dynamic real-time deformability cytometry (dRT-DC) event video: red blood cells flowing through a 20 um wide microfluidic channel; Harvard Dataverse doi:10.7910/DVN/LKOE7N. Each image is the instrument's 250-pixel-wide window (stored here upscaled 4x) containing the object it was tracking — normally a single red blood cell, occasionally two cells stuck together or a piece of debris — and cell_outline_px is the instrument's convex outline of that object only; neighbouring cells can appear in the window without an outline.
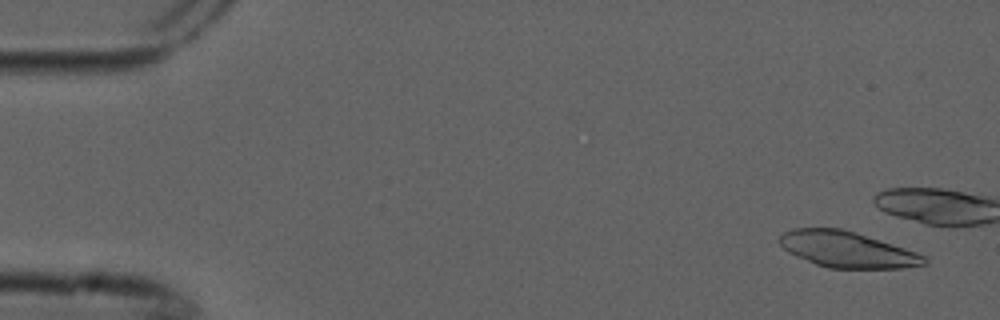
{"species": "common noctule bat (a hibernating species)", "species_latin": "Nyctalus noctula", "temperature_condition": "cold", "stored_images_in_passage": 4, "camera_frame_rate_fps": 3000, "um_per_image_px": 0.085, "animal": {"sex": "male", "forearm_length_mm": 52.5}, "frame": {"image": 1, "passage_image": 1, "time_ms": 0.0, "image_size_px": [1000, 320], "cell_outline_px": [[928, 264], [904, 268], [828, 268], [816, 264], [796, 256], [788, 252], [776, 240], [784, 232], [792, 228], [840, 228], [856, 232], [916, 252], [924, 256], [928, 260]], "centroid_in_image_um": [71.99, 21.21], "position_along_channel_um": 13.0, "area_um2": 30.29}}